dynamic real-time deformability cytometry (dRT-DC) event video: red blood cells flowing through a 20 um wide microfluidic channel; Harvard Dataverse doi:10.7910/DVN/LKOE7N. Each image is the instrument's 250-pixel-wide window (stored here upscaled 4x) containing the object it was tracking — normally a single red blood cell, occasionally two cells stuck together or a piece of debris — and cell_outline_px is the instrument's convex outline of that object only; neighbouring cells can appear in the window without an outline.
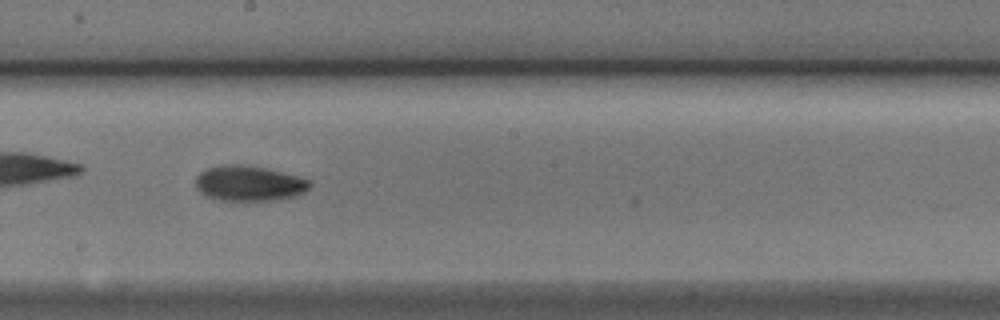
{"species": "Egyptian fruit bat (a non-hibernating species)", "species_latin": "Rousettus aegyptiacus", "temperature_condition": "cold", "stored_images_in_passage": 29, "camera_frame_rate_fps": 3000, "um_per_image_px": 0.085, "animal": {"sex": "male"}, "frame": {"image": 1, "passage_image": 21, "time_ms": 6.667, "image_size_px": [1000, 320], "cell_outline_px": [[312, 184], [304, 192], [296, 196], [276, 200], [216, 200], [204, 196], [196, 188], [196, 176], [200, 172], [208, 168], [224, 164], [244, 164], [264, 168], [296, 176], [308, 180]], "centroid_in_image_um": [21.12, 15.59], "position_along_channel_um": 227.1, "area_um2": 23.47}}